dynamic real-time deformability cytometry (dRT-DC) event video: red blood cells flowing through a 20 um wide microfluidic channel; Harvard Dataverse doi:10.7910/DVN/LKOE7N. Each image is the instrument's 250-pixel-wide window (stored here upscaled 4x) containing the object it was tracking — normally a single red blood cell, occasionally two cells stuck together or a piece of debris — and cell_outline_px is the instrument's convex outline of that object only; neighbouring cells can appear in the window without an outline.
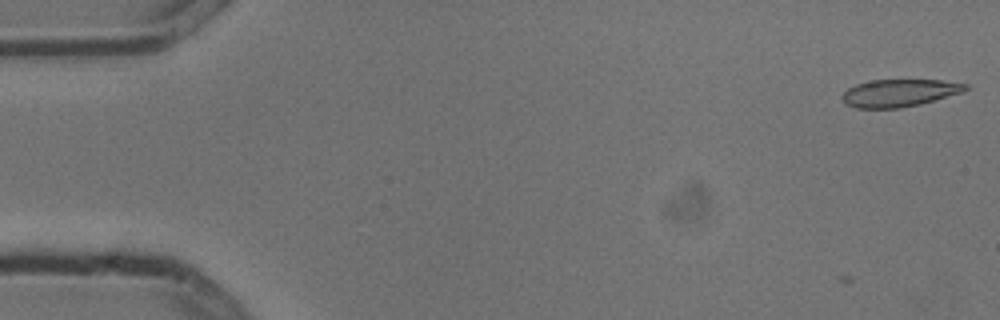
{"species": "common noctule bat (a hibernating species)", "species_latin": "Nyctalus noctula", "temperature_condition": "cold", "stored_images_in_passage": 6, "camera_frame_rate_fps": 3000, "um_per_image_px": 0.085, "animal": {"sex": "male", "body_mass_g": 13.3}, "frame": {"image": 1, "passage_image": 2, "time_ms": 0.333, "image_size_px": [1000, 320], "cell_outline_px": [[968, 88], [964, 92], [920, 104], [900, 108], [856, 108], [844, 104], [840, 96], [848, 88], [856, 84], [872, 80], [940, 80], [968, 84]], "centroid_in_image_um": [76.42, 7.9], "position_along_channel_um": 8.6, "area_um2": 19.83}}
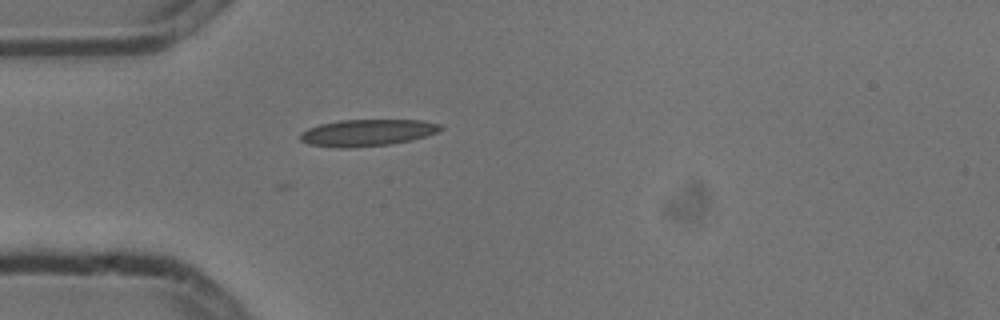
{"frame": {"image": 2, "passage_image": 6, "time_ms": 1.667, "image_size_px": [1000, 320], "cell_outline_px": [[444, 128], [436, 132], [412, 140], [388, 144], [348, 148], [340, 148], [308, 144], [300, 140], [300, 132], [308, 128], [320, 124], [340, 120], [424, 120], [440, 124]], "centroid_in_image_um": [31.19, 11.27], "position_along_channel_um": 53.8, "area_um2": 21.79}}